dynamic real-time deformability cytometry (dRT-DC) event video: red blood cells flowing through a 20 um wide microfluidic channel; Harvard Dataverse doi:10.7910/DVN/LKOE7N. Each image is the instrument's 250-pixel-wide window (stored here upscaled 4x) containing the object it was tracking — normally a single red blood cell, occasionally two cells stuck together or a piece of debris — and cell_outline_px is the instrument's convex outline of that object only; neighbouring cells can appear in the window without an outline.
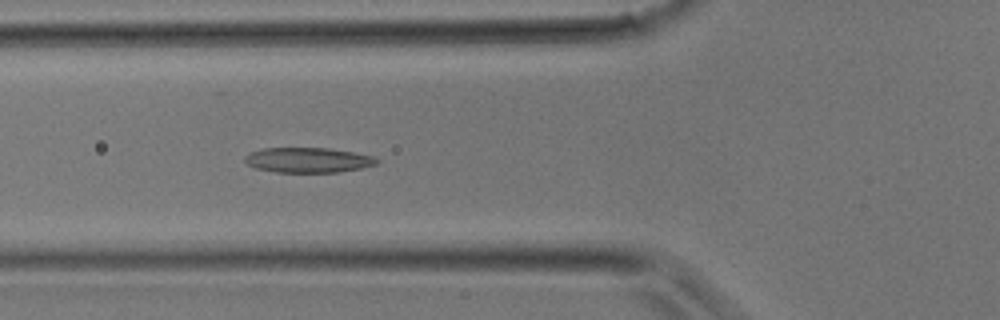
{"species": "common noctule bat (a hibernating species)", "species_latin": "Nyctalus noctula", "temperature_condition": "room temperature", "stored_images_in_passage": 28, "camera_frame_rate_fps": 3000, "um_per_image_px": 0.085, "animal": {"sex": "male", "body_mass_g": 17.9}, "frame": {"image": 1, "passage_image": 6, "time_ms": 1.667, "image_size_px": [1000, 320], "cell_outline_px": [[380, 160], [376, 164], [360, 168], [340, 172], [276, 172], [256, 168], [248, 164], [244, 160], [244, 156], [248, 152], [264, 148], [328, 148], [352, 152], [372, 156]], "centroid_in_image_um": [26.15, 13.6], "position_along_channel_um": 99.7, "area_um2": 19.19}}
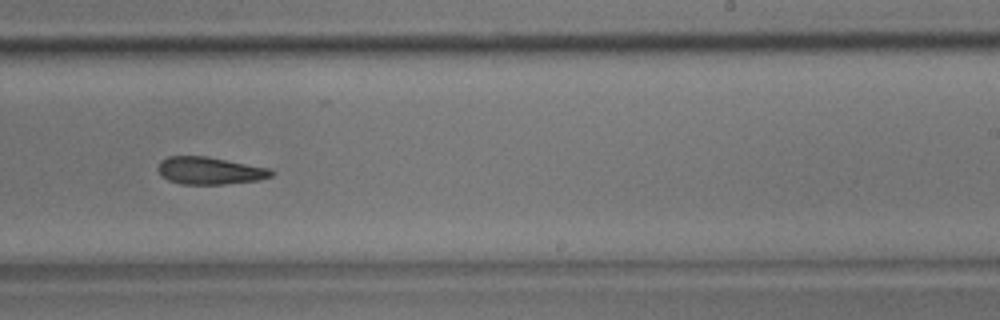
{"frame": {"image": 2, "passage_image": 15, "time_ms": 4.667, "image_size_px": [1000, 320], "cell_outline_px": [[276, 172], [272, 176], [256, 180], [224, 184], [180, 184], [168, 180], [160, 176], [156, 168], [160, 160], [168, 156], [208, 156], [272, 168]], "centroid_in_image_um": [17.81, 14.49], "position_along_channel_um": 271.2, "area_um2": 18.44}}
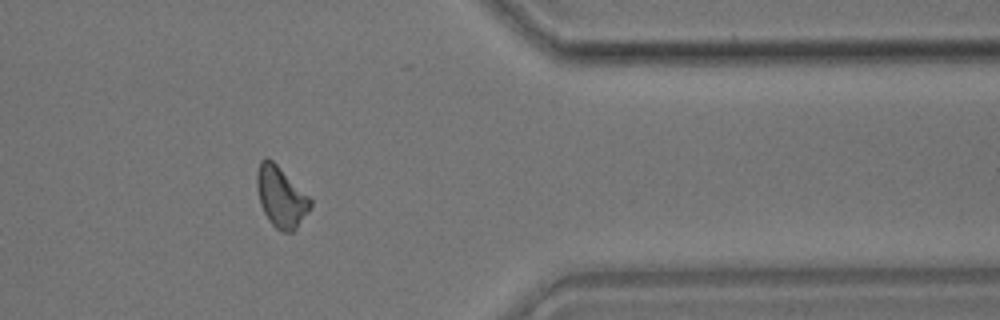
{"frame": {"image": 3, "passage_image": 22, "time_ms": 7.0, "image_size_px": [1000, 320], "cell_outline_px": [[312, 204], [308, 212], [296, 228], [292, 232], [280, 232], [268, 220], [260, 204], [256, 184], [256, 172], [260, 160], [264, 156], [268, 156], [312, 200]], "centroid_in_image_um": [23.85, 16.73], "position_along_channel_um": 387.6, "area_um2": 18.84}}